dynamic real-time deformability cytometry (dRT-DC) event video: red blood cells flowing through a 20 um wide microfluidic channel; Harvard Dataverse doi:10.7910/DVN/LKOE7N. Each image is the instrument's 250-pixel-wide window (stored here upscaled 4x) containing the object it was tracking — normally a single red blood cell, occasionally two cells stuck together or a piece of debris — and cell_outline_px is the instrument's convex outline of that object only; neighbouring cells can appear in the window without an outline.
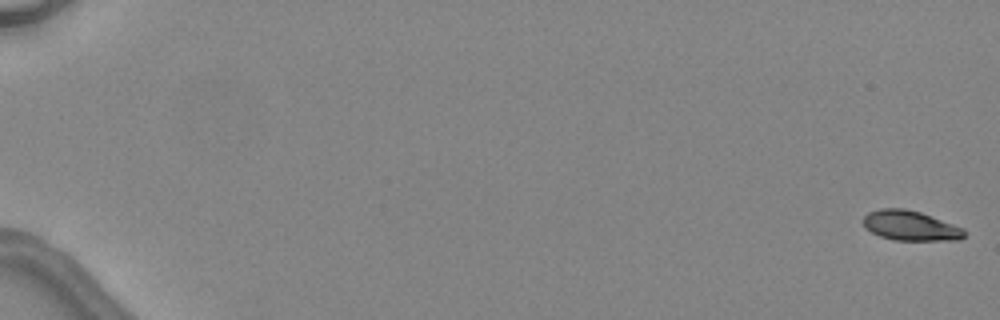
{"species": "common noctule bat (a hibernating species)", "species_latin": "Nyctalus noctula", "temperature_condition": "warm", "stored_images_in_passage": 6, "camera_frame_rate_fps": 3000, "um_per_image_px": 0.085, "animal": {"sex": "female", "body_mass_g": 24.6, "forearm_length_mm": 56.2}, "frame": {"image": 1, "passage_image": 1, "time_ms": 0.0, "image_size_px": [1000, 320], "cell_outline_px": [[964, 236], [960, 240], [892, 240], [880, 236], [864, 228], [864, 216], [868, 212], [880, 208], [904, 208], [920, 212], [964, 228]], "centroid_in_image_um": [77.36, 19.18], "position_along_channel_um": 7.6, "area_um2": 17.57}}